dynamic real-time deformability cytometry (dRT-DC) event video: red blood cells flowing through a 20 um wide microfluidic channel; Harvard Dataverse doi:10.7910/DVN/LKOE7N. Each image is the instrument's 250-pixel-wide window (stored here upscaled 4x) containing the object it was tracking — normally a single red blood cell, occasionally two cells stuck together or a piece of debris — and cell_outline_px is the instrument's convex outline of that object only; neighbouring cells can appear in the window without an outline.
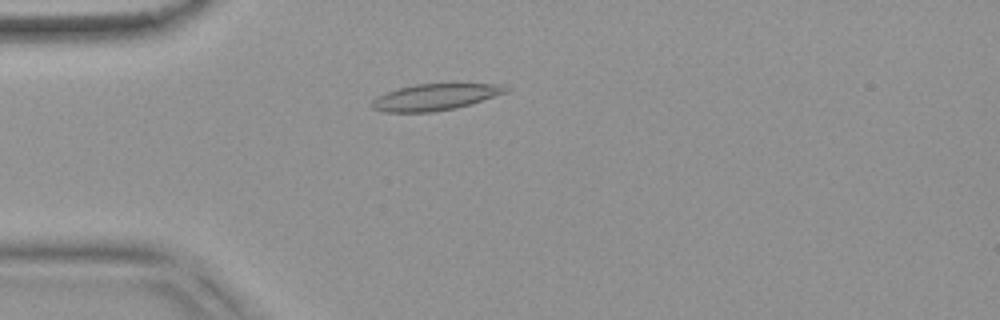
{"species": "common noctule bat (a hibernating species)", "species_latin": "Nyctalus noctula", "temperature_condition": "warm", "stored_images_in_passage": 53, "camera_frame_rate_fps": 3000, "um_per_image_px": 0.085, "animal": {"sex": "female", "body_mass_g": 18.4}, "frame": {"image": 1, "passage_image": 14, "time_ms": 4.333, "image_size_px": [1000, 320], "cell_outline_px": [[508, 92], [472, 104], [456, 108], [432, 112], [384, 112], [372, 108], [372, 100], [376, 96], [400, 88], [416, 84], [504, 84], [508, 88]], "centroid_in_image_um": [37.01, 8.25], "position_along_channel_um": 48.0, "area_um2": 20.58}}
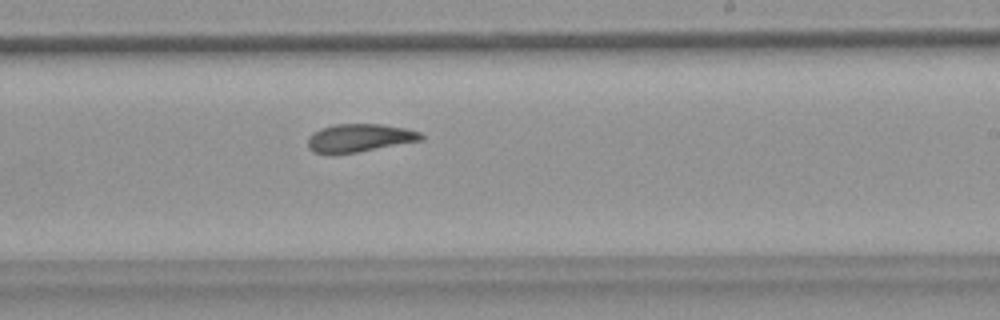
{"frame": {"image": 2, "passage_image": 32, "time_ms": 10.333, "image_size_px": [1000, 320], "cell_outline_px": [[424, 140], [356, 152], [312, 152], [308, 148], [308, 136], [312, 132], [320, 128], [336, 124], [384, 124], [404, 128], [420, 132], [424, 136]], "centroid_in_image_um": [30.57, 11.7], "position_along_channel_um": 258.4, "area_um2": 18.32}}
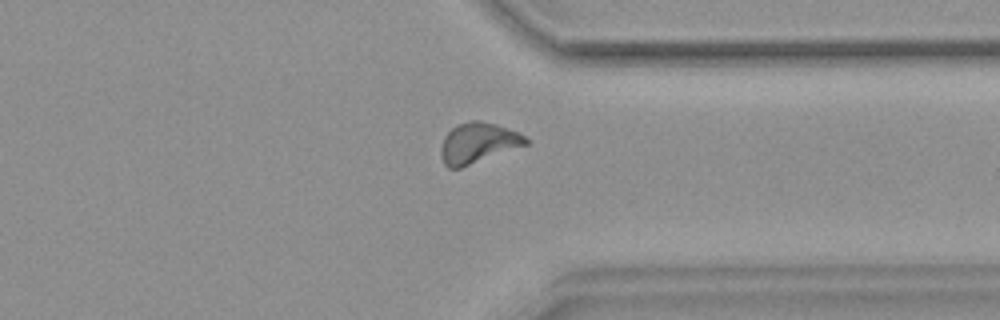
{"frame": {"image": 3, "passage_image": 41, "time_ms": 13.333, "image_size_px": [1000, 320], "cell_outline_px": [[528, 144], [460, 168], [448, 168], [444, 164], [440, 152], [440, 148], [444, 136], [456, 124], [468, 120], [480, 120], [496, 124], [508, 128], [524, 136], [528, 140]], "centroid_in_image_um": [40.59, 12.14], "position_along_channel_um": 370.8, "area_um2": 19.94}, "authors_computed_cell_mechanics": {"area_um2": 19.2474, "velocity_mm_per_s": 3.7741, "shape_relaxation_time_tau1_ms": null, "shape_relaxation_time_tau2_ms": 4.3662, "deformation_change_tau1": null, "deformation_change_tau2": 0.1183}}